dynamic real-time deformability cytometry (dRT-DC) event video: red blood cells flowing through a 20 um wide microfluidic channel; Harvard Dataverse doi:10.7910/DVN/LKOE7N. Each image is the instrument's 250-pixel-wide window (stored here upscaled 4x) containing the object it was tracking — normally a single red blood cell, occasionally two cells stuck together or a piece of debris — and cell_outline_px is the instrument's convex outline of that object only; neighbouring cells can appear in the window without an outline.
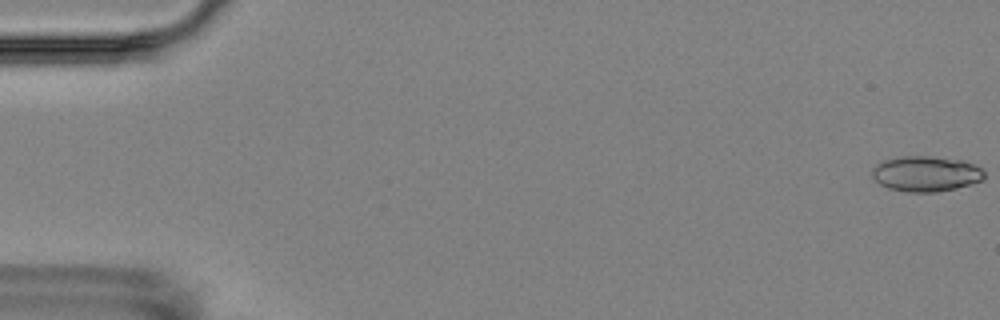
{"species": "Egyptian fruit bat (a non-hibernating species)", "species_latin": "Rousettus aegyptiacus", "temperature_condition": "room temperature", "stored_images_in_passage": 4, "camera_frame_rate_fps": 3000, "um_per_image_px": 0.085, "animal": {"sex": "female"}, "frame": {"image": 1, "passage_image": 1, "time_ms": 0.0, "image_size_px": [1000, 320], "cell_outline_px": [[984, 176], [980, 180], [956, 188], [936, 192], [908, 192], [888, 188], [880, 184], [872, 176], [872, 168], [880, 160], [900, 156], [932, 156], [960, 160], [972, 164], [980, 168], [984, 172]], "centroid_in_image_um": [78.63, 14.76], "position_along_channel_um": 6.4, "area_um2": 23.06}}